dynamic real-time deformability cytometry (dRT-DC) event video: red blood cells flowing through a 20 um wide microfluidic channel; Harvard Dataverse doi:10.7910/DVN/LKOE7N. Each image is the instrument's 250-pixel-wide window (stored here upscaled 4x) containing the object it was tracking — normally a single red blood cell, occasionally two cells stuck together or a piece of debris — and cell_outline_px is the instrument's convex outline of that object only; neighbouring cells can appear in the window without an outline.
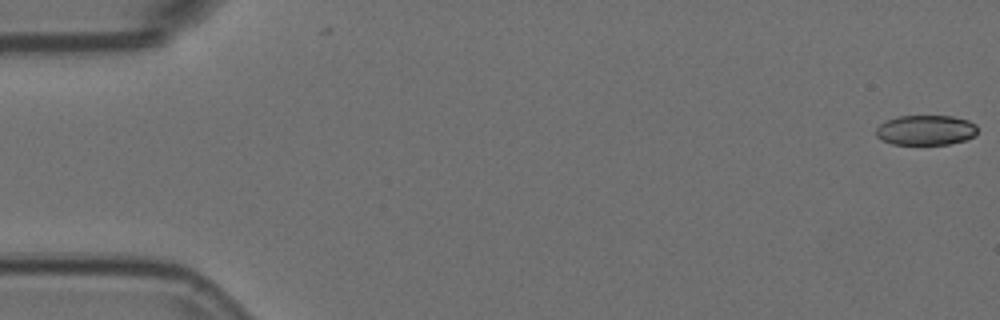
{"species": "Egyptian fruit bat (a non-hibernating species)", "species_latin": "Rousettus aegyptiacus", "temperature_condition": "room temperature", "stored_images_in_passage": 7, "camera_frame_rate_fps": 3000, "um_per_image_px": 0.085, "animal": {"sex": "female"}, "frame": {"image": 1, "passage_image": 1, "time_ms": 0.0, "image_size_px": [1000, 320], "cell_outline_px": [[976, 136], [964, 140], [948, 144], [892, 144], [880, 140], [876, 136], [876, 128], [884, 120], [900, 116], [952, 116], [968, 120], [976, 124]], "centroid_in_image_um": [78.66, 11.06], "position_along_channel_um": 6.3, "area_um2": 17.86}}
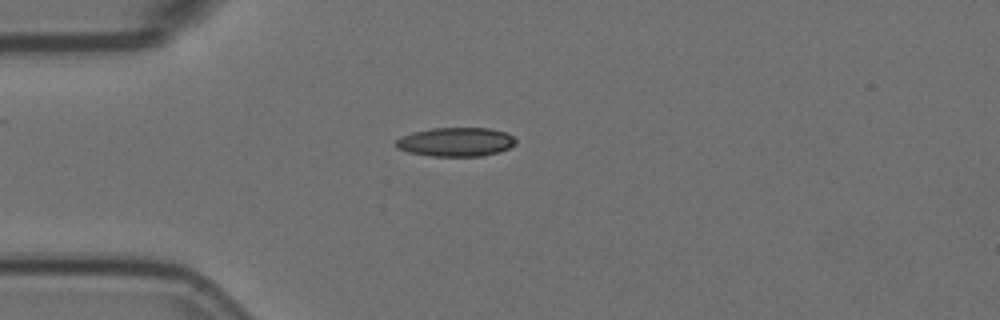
{"frame": {"image": 2, "passage_image": 5, "time_ms": 1.333, "image_size_px": [1000, 320], "cell_outline_px": [[516, 144], [500, 152], [480, 156], [432, 156], [408, 152], [396, 148], [396, 140], [412, 132], [432, 128], [488, 128], [508, 132], [516, 140]], "centroid_in_image_um": [38.77, 12.06], "position_along_channel_um": 46.2, "area_um2": 20.23}}
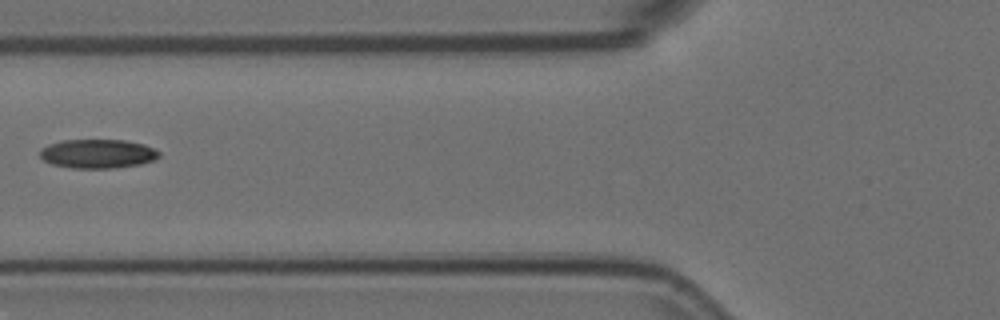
{"frame": {"image": 3, "passage_image": 7, "time_ms": 2.0, "image_size_px": [1000, 320], "cell_outline_px": [[160, 156], [152, 160], [140, 164], [112, 168], [72, 168], [52, 164], [44, 160], [40, 156], [40, 148], [48, 144], [60, 140], [124, 140], [144, 144], [160, 152]], "centroid_in_image_um": [8.27, 13.06], "position_along_channel_um": 117.5, "area_um2": 20.11}}